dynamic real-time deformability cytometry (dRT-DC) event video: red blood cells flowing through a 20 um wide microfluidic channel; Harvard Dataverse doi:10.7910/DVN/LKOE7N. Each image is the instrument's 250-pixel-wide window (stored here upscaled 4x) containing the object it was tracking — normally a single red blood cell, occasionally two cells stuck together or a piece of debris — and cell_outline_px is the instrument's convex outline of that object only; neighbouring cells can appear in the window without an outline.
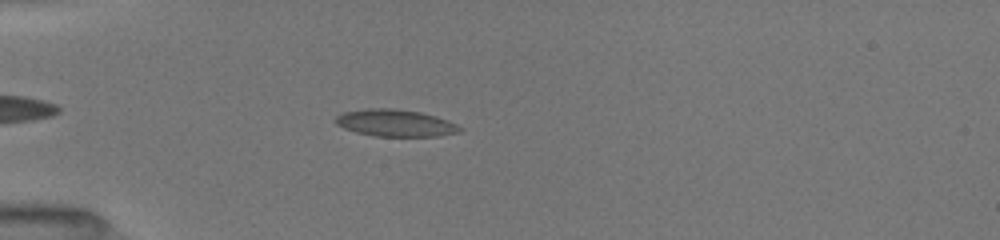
{"species": "common noctule bat (a hibernating species)", "species_latin": "Nyctalus noctula", "temperature_condition": "room temperature", "stored_images_in_passage": 4, "camera_frame_rate_fps": 3000, "um_per_image_px": 0.085, "animal": {"sex": "female", "body_mass_g": 19.5, "forearm_length_mm": 54.1}, "frame": {"image": 1, "passage_image": 2, "time_ms": 1.333, "image_size_px": [1000, 240], "cell_outline_px": [[464, 128], [460, 132], [436, 136], [376, 136], [356, 132], [344, 128], [336, 124], [332, 120], [336, 116], [344, 112], [368, 108], [392, 108], [420, 112], [436, 116], [448, 120]], "centroid_in_image_um": [33.6, 10.45], "position_along_channel_um": 51.4, "area_um2": 19.59}}
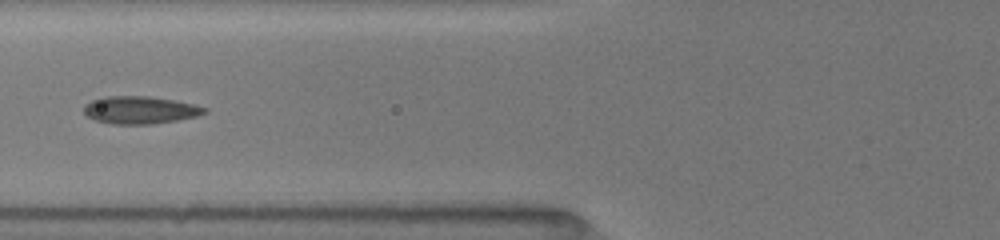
{"frame": {"image": 2, "passage_image": 4, "time_ms": 3.333, "image_size_px": [1000, 240], "cell_outline_px": [[208, 112], [196, 116], [176, 120], [152, 124], [112, 124], [96, 120], [88, 116], [84, 112], [84, 104], [92, 100], [104, 96], [148, 96], [176, 100], [196, 104], [208, 108]], "centroid_in_image_um": [11.93, 9.34], "position_along_channel_um": 113.9, "area_um2": 19.48}}